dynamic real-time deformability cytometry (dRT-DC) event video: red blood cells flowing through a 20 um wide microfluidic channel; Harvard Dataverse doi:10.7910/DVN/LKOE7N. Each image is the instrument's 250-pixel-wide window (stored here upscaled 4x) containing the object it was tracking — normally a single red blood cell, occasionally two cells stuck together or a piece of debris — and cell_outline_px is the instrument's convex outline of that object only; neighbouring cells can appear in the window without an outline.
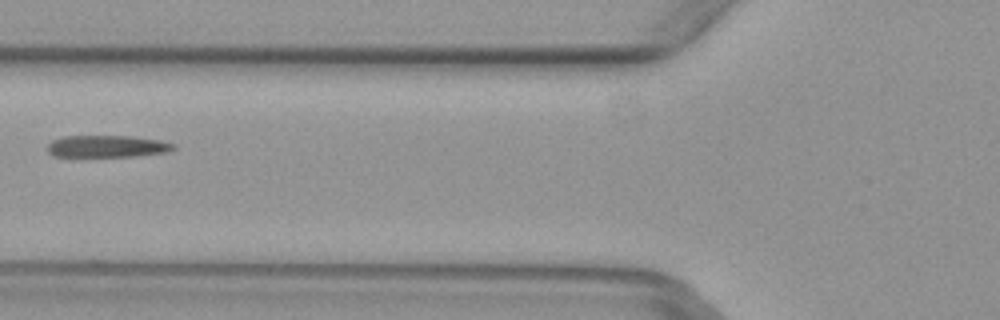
{"species": "common noctule bat (a hibernating species)", "species_latin": "Nyctalus noctula", "temperature_condition": "warm", "stored_images_in_passage": 6, "camera_frame_rate_fps": 3000, "um_per_image_px": 0.085, "animal": {"sex": "female", "body_mass_g": 29.2, "forearm_length_mm": 56.3}, "frame": {"image": 1, "passage_image": 6, "time_ms": 1.667, "image_size_px": [1000, 320], "cell_outline_px": [[176, 148], [164, 152], [136, 156], [52, 156], [48, 152], [48, 144], [52, 140], [64, 136], [132, 136], [160, 140], [176, 144]], "centroid_in_image_um": [9.1, 12.43], "position_along_channel_um": 116.7, "area_um2": 16.07}}